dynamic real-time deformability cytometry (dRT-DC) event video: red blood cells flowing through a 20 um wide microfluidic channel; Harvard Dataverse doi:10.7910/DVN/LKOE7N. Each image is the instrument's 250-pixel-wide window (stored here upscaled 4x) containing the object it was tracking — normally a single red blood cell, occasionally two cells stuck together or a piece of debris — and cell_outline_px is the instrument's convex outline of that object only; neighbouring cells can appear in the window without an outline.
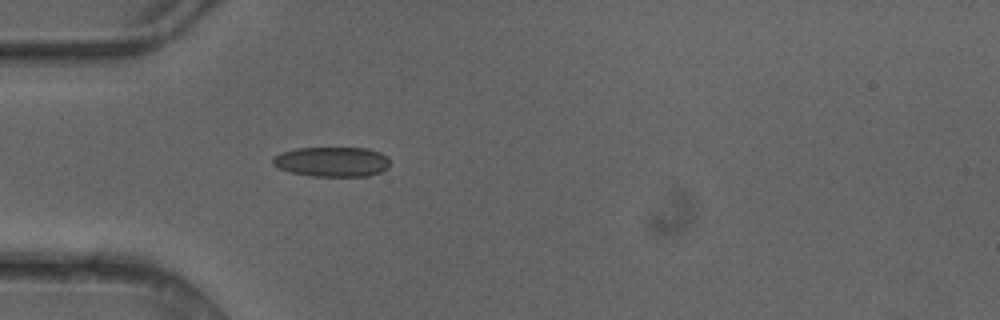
{"species": "common noctule bat (a hibernating species)", "species_latin": "Nyctalus noctula", "temperature_condition": "cold", "stored_images_in_passage": 1, "camera_frame_rate_fps": 3000, "um_per_image_px": 0.085, "animal": {"sex": "female"}, "frame": {"image": 1, "passage_image": 1, "time_ms": 0.0, "image_size_px": [1000, 320], "cell_outline_px": [[388, 168], [380, 172], [368, 176], [312, 176], [292, 172], [280, 168], [272, 164], [272, 156], [280, 152], [296, 148], [368, 148], [380, 152], [388, 156]], "centroid_in_image_um": [28.21, 13.74], "position_along_channel_um": 56.8, "area_um2": 20.46}}